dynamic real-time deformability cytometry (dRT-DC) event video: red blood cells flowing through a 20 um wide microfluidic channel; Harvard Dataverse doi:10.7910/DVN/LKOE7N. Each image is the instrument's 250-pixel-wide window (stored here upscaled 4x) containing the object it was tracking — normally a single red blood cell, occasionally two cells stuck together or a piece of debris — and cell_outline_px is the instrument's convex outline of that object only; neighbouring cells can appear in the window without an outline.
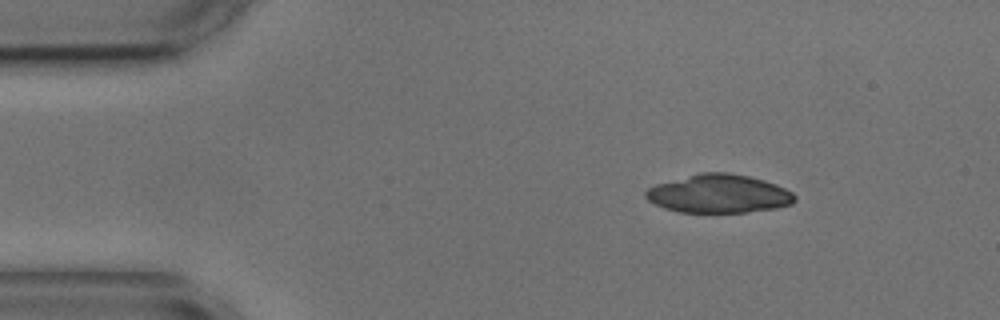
{"species": "common noctule bat (a hibernating species)", "species_latin": "Nyctalus noctula", "temperature_condition": "cold", "stored_images_in_passage": 3, "camera_frame_rate_fps": 3000, "um_per_image_px": 0.085, "animal": {"sex": "male", "body_mass_g": 17.9, "forearm_length_mm": 54.2}, "frame": {"image": 1, "passage_image": 1, "time_ms": 0.0, "image_size_px": [1000, 320], "cell_outline_px": [[796, 200], [792, 204], [776, 208], [748, 212], [680, 212], [664, 208], [648, 200], [644, 196], [644, 192], [648, 188], [656, 184], [700, 172], [728, 172], [748, 176], [764, 180], [776, 184], [792, 192], [796, 196]], "centroid_in_image_um": [61.1, 16.46], "position_along_channel_um": 23.9, "area_um2": 33.41}}